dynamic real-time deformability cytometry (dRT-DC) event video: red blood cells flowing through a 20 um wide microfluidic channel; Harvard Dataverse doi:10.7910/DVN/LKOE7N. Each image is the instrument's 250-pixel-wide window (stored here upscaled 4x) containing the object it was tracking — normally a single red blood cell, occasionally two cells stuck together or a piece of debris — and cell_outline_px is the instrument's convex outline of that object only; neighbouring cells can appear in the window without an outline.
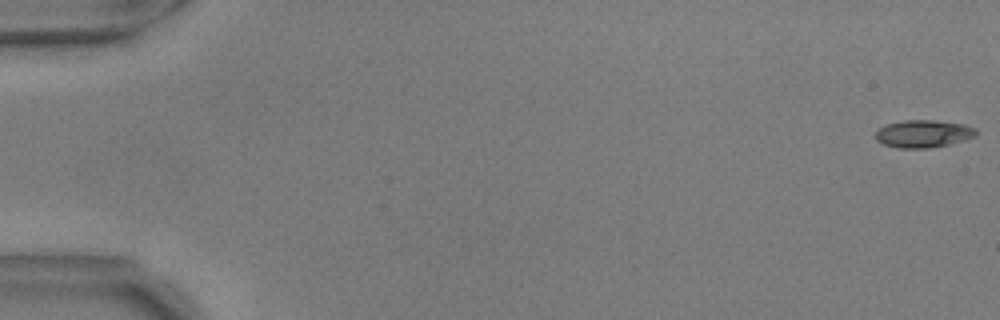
{"species": "common noctule bat (a hibernating species)", "species_latin": "Nyctalus noctula", "temperature_condition": "warm", "stored_images_in_passage": 22, "camera_frame_rate_fps": 3000, "um_per_image_px": 0.085, "animal": {"sex": "male", "body_mass_g": 17.9, "forearm_length_mm": 54.2}, "frame": {"image": 1, "passage_image": 1, "time_ms": 0.0, "image_size_px": [1000, 320], "cell_outline_px": [[976, 136], [964, 140], [948, 144], [928, 148], [900, 148], [884, 144], [876, 140], [876, 128], [888, 124], [904, 120], [932, 120], [964, 124], [976, 128]], "centroid_in_image_um": [78.47, 11.36], "position_along_channel_um": 6.5, "area_um2": 16.07}}
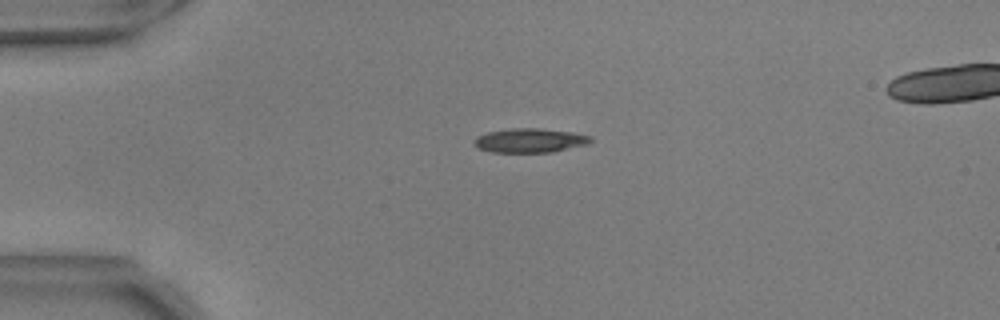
{"frame": {"image": 2, "passage_image": 14, "time_ms": 4.333, "image_size_px": [1000, 320], "cell_outline_px": [[592, 140], [588, 144], [552, 152], [492, 152], [480, 148], [476, 144], [476, 136], [488, 132], [512, 128], [540, 128], [572, 132], [592, 136]], "centroid_in_image_um": [45.1, 11.93], "position_along_channel_um": 39.9, "area_um2": 16.24}}